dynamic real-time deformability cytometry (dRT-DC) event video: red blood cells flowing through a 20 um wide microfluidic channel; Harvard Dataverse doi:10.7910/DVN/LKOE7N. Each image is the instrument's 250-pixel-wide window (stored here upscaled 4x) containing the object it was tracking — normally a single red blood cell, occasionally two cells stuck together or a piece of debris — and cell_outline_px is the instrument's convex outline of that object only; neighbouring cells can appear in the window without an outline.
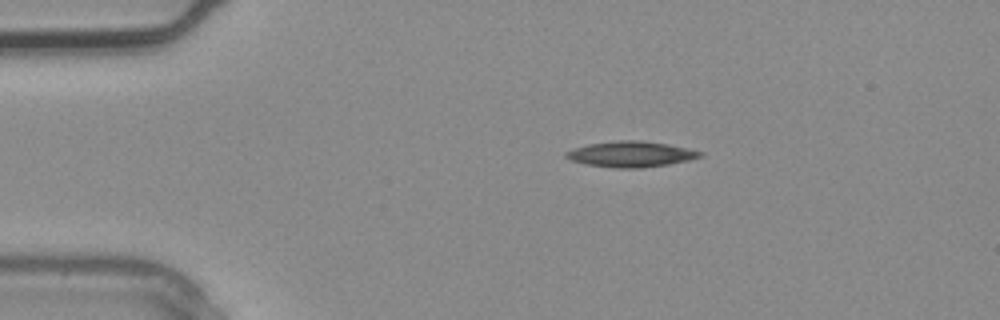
{"species": "common noctule bat (a hibernating species)", "species_latin": "Nyctalus noctula", "temperature_condition": "warm", "stored_images_in_passage": 3, "camera_frame_rate_fps": 3000, "um_per_image_px": 0.085, "animal": {"sex": "male", "body_mass_g": 20.4}, "frame": {"image": 1, "passage_image": 3, "time_ms": 0.667, "image_size_px": [1000, 320], "cell_outline_px": [[704, 156], [688, 160], [668, 164], [644, 168], [612, 168], [584, 164], [572, 160], [564, 156], [564, 152], [588, 144], [616, 140], [640, 140], [668, 144], [688, 148], [704, 152]], "centroid_in_image_um": [53.64, 13.1], "position_along_channel_um": 31.4, "area_um2": 20.23}}